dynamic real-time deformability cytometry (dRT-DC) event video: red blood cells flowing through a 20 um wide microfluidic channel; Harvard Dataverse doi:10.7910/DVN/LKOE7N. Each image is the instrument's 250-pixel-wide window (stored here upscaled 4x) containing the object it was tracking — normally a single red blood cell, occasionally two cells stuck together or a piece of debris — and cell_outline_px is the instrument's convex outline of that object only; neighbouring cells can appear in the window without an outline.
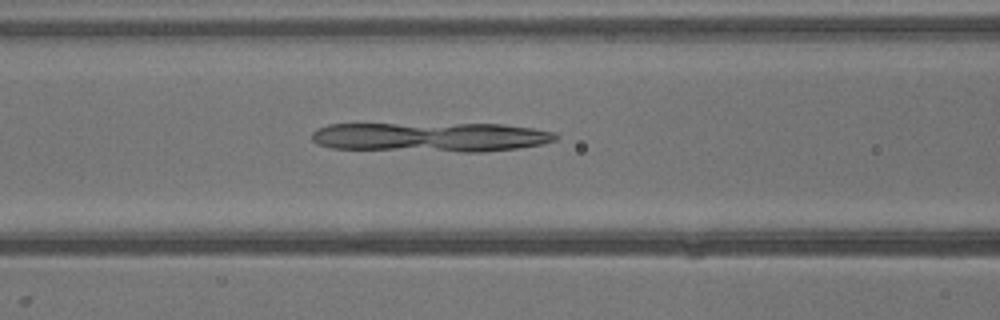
{"species": "common noctule bat (a hibernating species)", "species_latin": "Nyctalus noctula", "temperature_condition": "warm", "stored_images_in_passage": 26, "camera_frame_rate_fps": 3000, "um_per_image_px": 0.085, "animal": {"sex": "male", "body_mass_g": 13.3}, "frame": {"image": 1, "passage_image": 16, "time_ms": 5.0, "image_size_px": [1000, 320], "cell_outline_px": [[560, 136], [556, 140], [544, 144], [520, 148], [484, 152], [460, 152], [332, 148], [316, 144], [312, 140], [312, 132], [316, 128], [328, 124], [504, 124], [532, 128], [556, 132]], "centroid_in_image_um": [36.65, 11.65], "position_along_channel_um": 129.9, "area_um2": 42.43}}
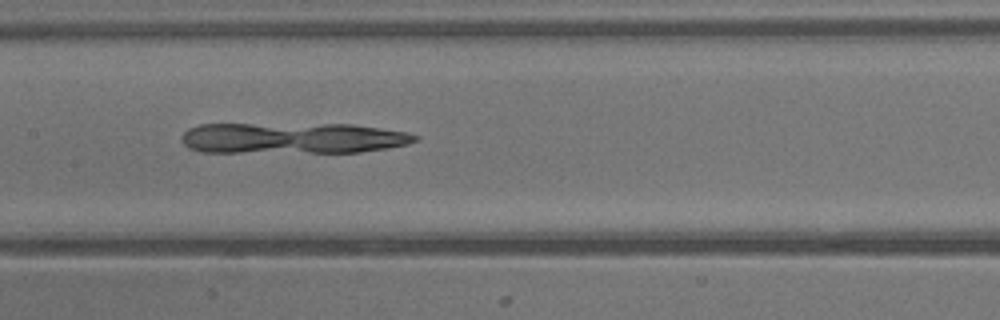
{"frame": {"image": 2, "passage_image": 19, "time_ms": 6.0, "image_size_px": [1000, 320], "cell_outline_px": [[420, 136], [416, 140], [408, 144], [388, 148], [360, 152], [200, 152], [188, 148], [180, 140], [180, 136], [188, 128], [200, 124], [352, 124], [408, 132]], "centroid_in_image_um": [24.84, 11.74], "position_along_channel_um": 182.6, "area_um2": 42.54}}